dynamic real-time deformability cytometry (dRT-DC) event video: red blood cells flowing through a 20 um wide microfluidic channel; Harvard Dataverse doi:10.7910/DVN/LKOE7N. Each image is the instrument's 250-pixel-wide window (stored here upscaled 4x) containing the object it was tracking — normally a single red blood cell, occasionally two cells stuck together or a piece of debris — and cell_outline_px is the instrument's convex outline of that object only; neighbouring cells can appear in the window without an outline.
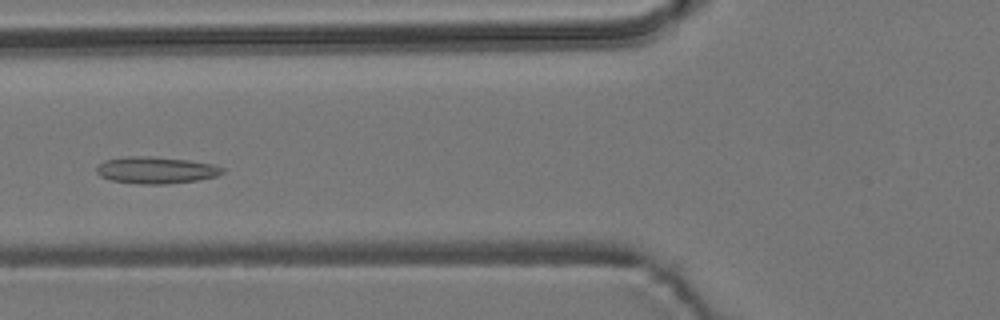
{"species": "common noctule bat (a hibernating species)", "species_latin": "Nyctalus noctula", "temperature_condition": "room temperature", "stored_images_in_passage": 6, "camera_frame_rate_fps": 3000, "um_per_image_px": 0.085, "animal": {"sex": "male", "body_mass_g": 19.2, "forearm_length_mm": 51.8}, "frame": {"image": 1, "passage_image": 6, "time_ms": 1.667, "image_size_px": [1000, 320], "cell_outline_px": [[224, 172], [216, 176], [196, 180], [164, 184], [136, 184], [112, 180], [100, 176], [96, 172], [96, 168], [104, 160], [124, 156], [148, 156], [188, 160], [212, 164], [224, 168]], "centroid_in_image_um": [13.22, 14.46], "position_along_channel_um": 112.6, "area_um2": 19.59}}